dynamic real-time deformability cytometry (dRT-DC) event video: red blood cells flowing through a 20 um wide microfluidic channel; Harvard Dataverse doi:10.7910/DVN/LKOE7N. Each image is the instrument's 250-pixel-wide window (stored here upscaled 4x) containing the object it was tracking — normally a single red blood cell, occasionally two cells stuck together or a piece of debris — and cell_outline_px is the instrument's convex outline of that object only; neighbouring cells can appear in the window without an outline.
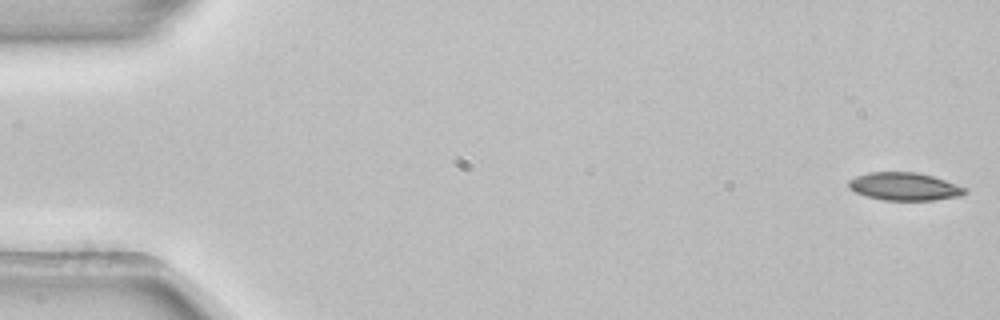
{"species": "common noctule bat (a hibernating species)", "species_latin": "Nyctalus noctula", "temperature_condition": "room temperature", "stored_images_in_passage": 3, "camera_frame_rate_fps": 3000, "um_per_image_px": 0.085, "animal": {"sex": "female", "body_mass_g": 22.7, "forearm_length_mm": 54.2}, "frame": {"image": 1, "passage_image": 1, "time_ms": 0.0, "image_size_px": [1000, 320], "cell_outline_px": [[968, 192], [960, 196], [932, 200], [884, 200], [868, 196], [856, 192], [848, 188], [848, 180], [856, 176], [868, 172], [916, 172], [932, 176], [968, 188]], "centroid_in_image_um": [76.88, 15.85], "position_along_channel_um": 8.1, "area_um2": 18.84}}